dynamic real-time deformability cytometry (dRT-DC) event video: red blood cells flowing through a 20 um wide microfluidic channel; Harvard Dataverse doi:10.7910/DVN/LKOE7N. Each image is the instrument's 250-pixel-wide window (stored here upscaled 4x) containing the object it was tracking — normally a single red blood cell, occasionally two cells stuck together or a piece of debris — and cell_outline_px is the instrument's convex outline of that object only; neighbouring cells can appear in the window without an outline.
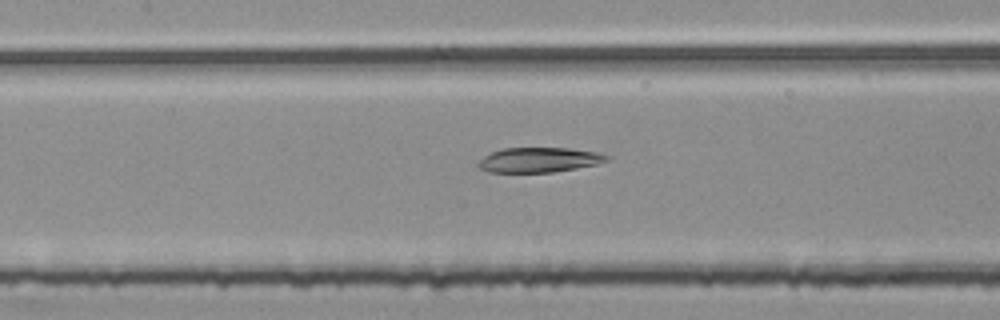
{"species": "common noctule bat (a hibernating species)", "species_latin": "Nyctalus noctula", "temperature_condition": "room temperature", "stored_images_in_passage": 38, "camera_frame_rate_fps": 3000, "um_per_image_px": 0.085, "animal": {"sex": "female", "body_mass_g": 25.1}, "frame": {"image": 1, "passage_image": 9, "time_ms": 2.667, "image_size_px": [1000, 320], "cell_outline_px": [[612, 156], [608, 160], [596, 164], [576, 168], [552, 172], [488, 172], [480, 168], [476, 164], [484, 156], [492, 152], [504, 148], [568, 148], [596, 152]], "centroid_in_image_um": [45.82, 13.59], "position_along_channel_um": 161.6, "area_um2": 18.5}}
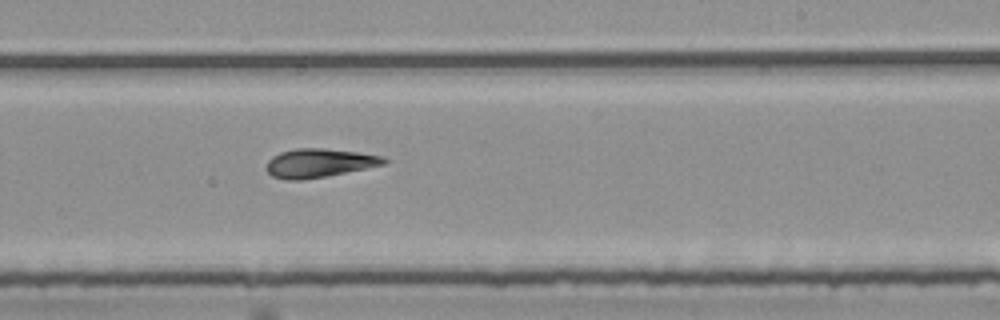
{"frame": {"image": 2, "passage_image": 17, "time_ms": 5.333, "image_size_px": [1000, 320], "cell_outline_px": [[388, 160], [384, 164], [304, 180], [288, 180], [272, 176], [264, 168], [268, 160], [272, 156], [280, 152], [296, 148], [324, 148], [356, 152], [384, 156]], "centroid_in_image_um": [27.06, 13.85], "position_along_channel_um": 261.9, "area_um2": 19.54}}
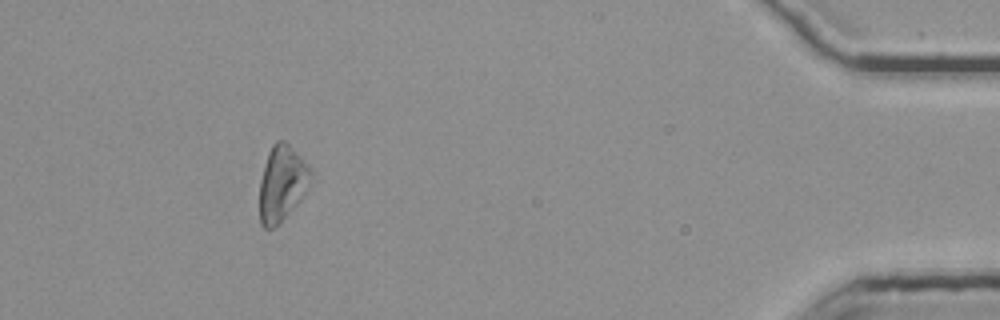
{"frame": {"image": 3, "passage_image": 34, "time_ms": 11.0, "image_size_px": [1000, 320], "cell_outline_px": [[312, 180], [304, 196], [280, 224], [272, 228], [264, 228], [260, 224], [260, 180], [264, 164], [268, 152], [272, 144], [276, 140], [284, 140], [308, 164], [312, 172]], "centroid_in_image_um": [23.98, 15.6], "position_along_channel_um": 411.2, "area_um2": 22.83}}